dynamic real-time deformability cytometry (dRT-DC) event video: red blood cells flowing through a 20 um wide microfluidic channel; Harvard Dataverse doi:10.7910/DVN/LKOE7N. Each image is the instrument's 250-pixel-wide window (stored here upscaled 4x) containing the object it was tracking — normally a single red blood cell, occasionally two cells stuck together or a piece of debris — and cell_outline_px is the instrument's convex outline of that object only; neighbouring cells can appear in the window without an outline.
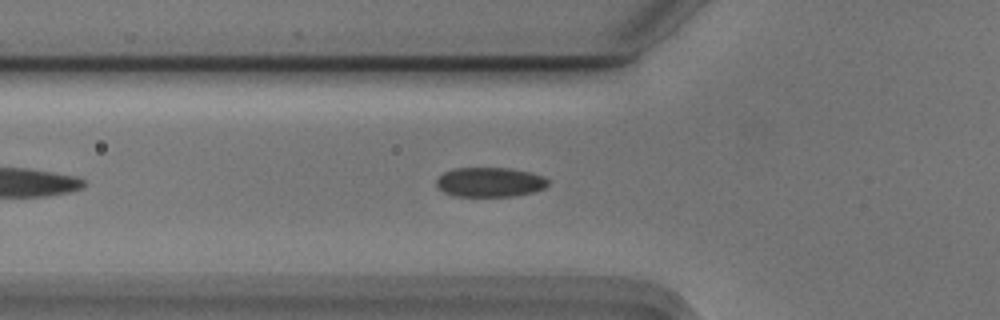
{"species": "Egyptian fruit bat (a non-hibernating species)", "species_latin": "Rousettus aegyptiacus", "temperature_condition": "cold", "stored_images_in_passage": 45, "camera_frame_rate_fps": 3000, "um_per_image_px": 0.085, "animal": {"sex": "male"}, "frame": {"image": 1, "passage_image": 8, "time_ms": 2.333, "image_size_px": [1000, 320], "cell_outline_px": [[548, 184], [544, 188], [532, 192], [512, 196], [456, 196], [444, 192], [436, 184], [436, 180], [444, 172], [452, 168], [508, 168], [528, 172], [544, 176], [548, 180]], "centroid_in_image_um": [41.63, 15.48], "position_along_channel_um": 84.2, "area_um2": 19.07}}
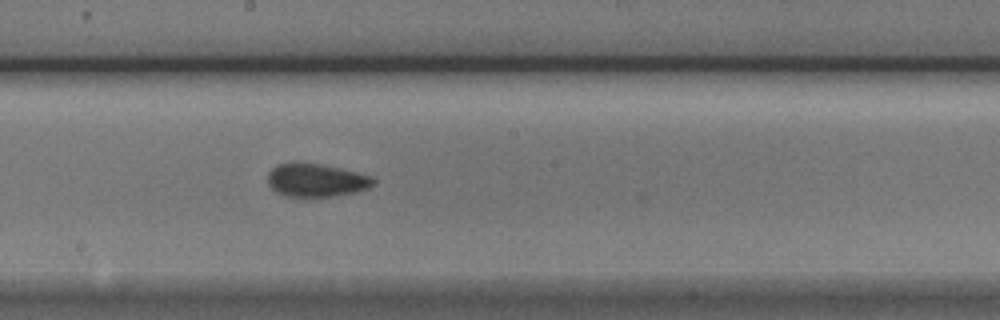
{"frame": {"image": 2, "passage_image": 19, "time_ms": 6.0, "image_size_px": [1000, 320], "cell_outline_px": [[376, 184], [368, 188], [356, 192], [336, 196], [304, 200], [284, 196], [276, 192], [268, 184], [268, 172], [272, 168], [280, 164], [320, 164], [356, 172], [372, 176], [376, 180]], "centroid_in_image_um": [26.89, 15.39], "position_along_channel_um": 221.3, "area_um2": 20.87}}
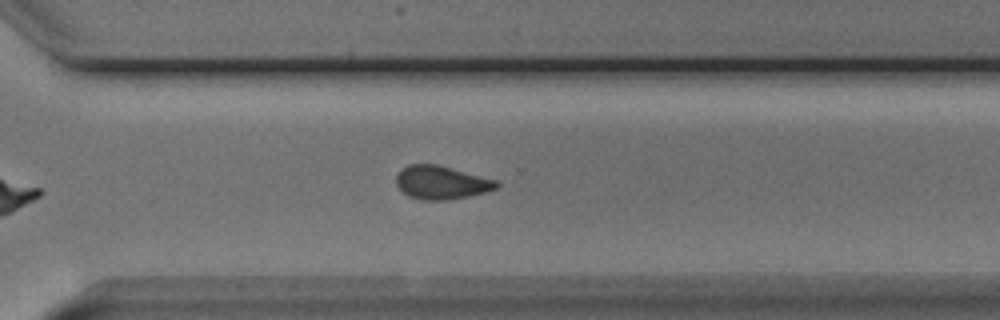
{"frame": {"image": 3, "passage_image": 28, "time_ms": 9.0, "image_size_px": [1000, 320], "cell_outline_px": [[500, 184], [496, 188], [484, 192], [468, 196], [448, 200], [424, 200], [408, 196], [396, 184], [396, 176], [408, 164], [436, 164], [496, 180]], "centroid_in_image_um": [37.5, 15.52], "position_along_channel_um": 333.1, "area_um2": 19.19}, "authors_computed_cell_mechanics": {"area_um2": 19.5942, "velocity_mm_per_s": 3.734, "shape_relaxation_time_tau1_ms": 4.9883, "shape_relaxation_time_tau2_ms": 2.6924, "deformation_change_tau1": 0.0821, "deformation_change_tau2": 0.0636}}